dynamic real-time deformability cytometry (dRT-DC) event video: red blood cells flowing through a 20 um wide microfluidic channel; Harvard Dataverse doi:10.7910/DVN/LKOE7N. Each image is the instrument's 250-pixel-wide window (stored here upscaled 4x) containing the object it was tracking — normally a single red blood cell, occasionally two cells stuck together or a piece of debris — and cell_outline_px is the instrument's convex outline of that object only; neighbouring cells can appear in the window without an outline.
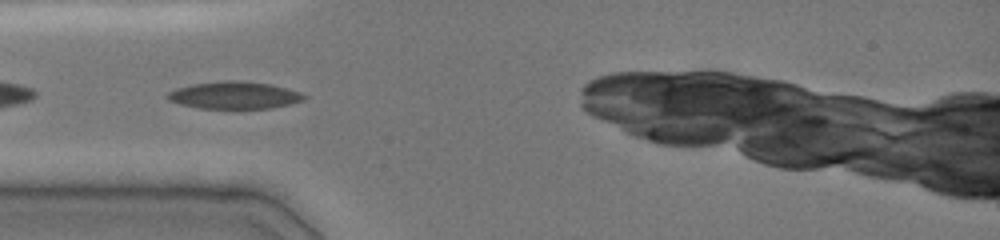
{"species": "common noctule bat (a hibernating species)", "species_latin": "Nyctalus noctula", "temperature_condition": "cold", "stored_images_in_passage": 15, "camera_frame_rate_fps": 3000, "um_per_image_px": 0.085, "animal": {"sex": "female", "body_mass_g": 19.0, "forearm_length_mm": 51.5}, "frame": {"image": 1, "passage_image": 2, "time_ms": 0.333, "image_size_px": [1000, 240], "cell_outline_px": [[308, 96], [304, 100], [272, 108], [200, 108], [180, 104], [168, 100], [164, 96], [168, 92], [176, 88], [192, 84], [224, 80], [232, 80], [268, 84], [300, 92]], "centroid_in_image_um": [19.87, 8.09], "position_along_channel_um": 65.1, "area_um2": 21.5}}
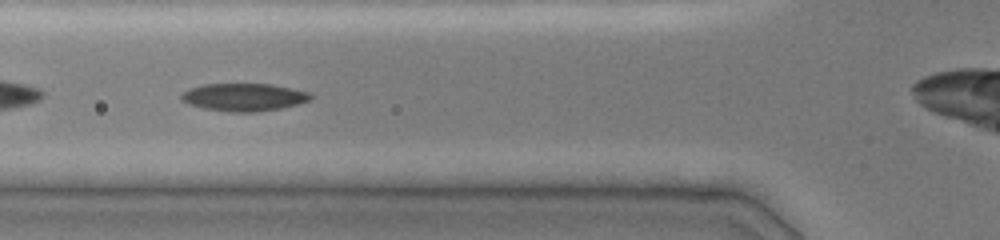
{"frame": {"image": 2, "passage_image": 6, "time_ms": 1.333, "image_size_px": [1000, 240], "cell_outline_px": [[312, 96], [308, 100], [296, 104], [280, 108], [256, 112], [232, 112], [204, 108], [188, 104], [180, 100], [180, 96], [184, 92], [192, 88], [204, 84], [268, 84], [308, 92]], "centroid_in_image_um": [20.68, 8.26], "position_along_channel_um": 105.1, "area_um2": 20.46}}